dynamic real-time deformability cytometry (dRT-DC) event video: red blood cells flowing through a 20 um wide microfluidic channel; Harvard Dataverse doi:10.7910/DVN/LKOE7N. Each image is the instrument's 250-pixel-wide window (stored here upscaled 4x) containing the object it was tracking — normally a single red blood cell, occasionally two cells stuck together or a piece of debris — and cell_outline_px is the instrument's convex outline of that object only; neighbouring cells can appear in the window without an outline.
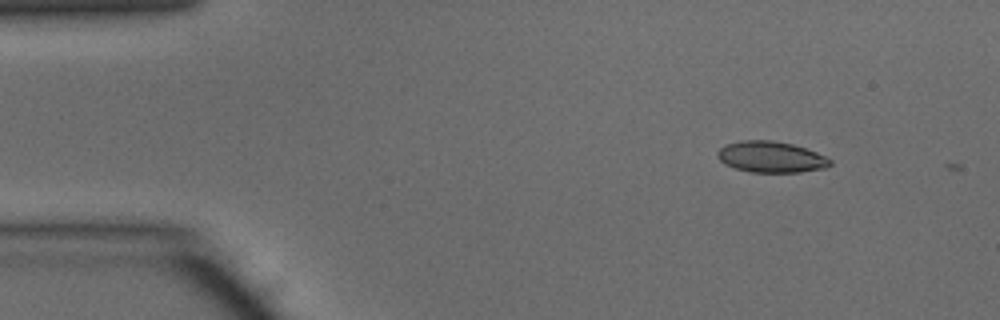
{"species": "common noctule bat (a hibernating species)", "species_latin": "Nyctalus noctula", "temperature_condition": "warm", "stored_images_in_passage": 2, "camera_frame_rate_fps": 3000, "um_per_image_px": 0.085, "animal": {"sex": "male", "body_mass_g": 15.6}, "frame": {"image": 1, "passage_image": 1, "time_ms": 0.0, "image_size_px": [1000, 320], "cell_outline_px": [[832, 164], [824, 168], [800, 172], [752, 172], [736, 168], [724, 164], [716, 156], [716, 152], [724, 144], [740, 140], [772, 140], [792, 144], [816, 152], [832, 160]], "centroid_in_image_um": [65.5, 13.33], "position_along_channel_um": 19.5, "area_um2": 20.46}}